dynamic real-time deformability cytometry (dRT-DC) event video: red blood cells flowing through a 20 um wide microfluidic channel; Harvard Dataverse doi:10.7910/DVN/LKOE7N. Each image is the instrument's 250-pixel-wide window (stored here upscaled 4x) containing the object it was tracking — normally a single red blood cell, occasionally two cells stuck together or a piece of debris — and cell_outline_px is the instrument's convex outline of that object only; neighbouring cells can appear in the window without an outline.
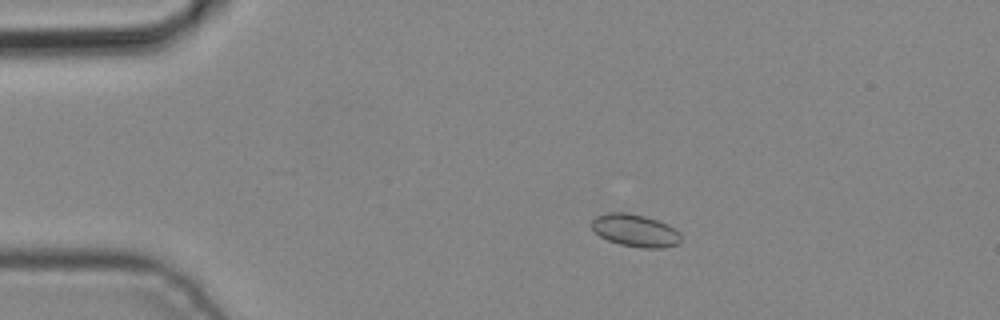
{"species": "common noctule bat (a hibernating species)", "species_latin": "Nyctalus noctula", "temperature_condition": "cold", "stored_images_in_passage": 4, "camera_frame_rate_fps": 3000, "um_per_image_px": 0.085, "animal": {"sex": "male", "body_mass_g": 19.2, "forearm_length_mm": 51.8}, "frame": {"image": 1, "passage_image": 2, "time_ms": 0.333, "image_size_px": [1000, 320], "cell_outline_px": [[680, 244], [664, 248], [640, 248], [620, 244], [608, 240], [600, 236], [592, 228], [592, 220], [596, 216], [608, 212], [628, 212], [644, 216], [668, 224], [680, 236]], "centroid_in_image_um": [53.98, 19.59], "position_along_channel_um": 31.0, "area_um2": 16.82}}
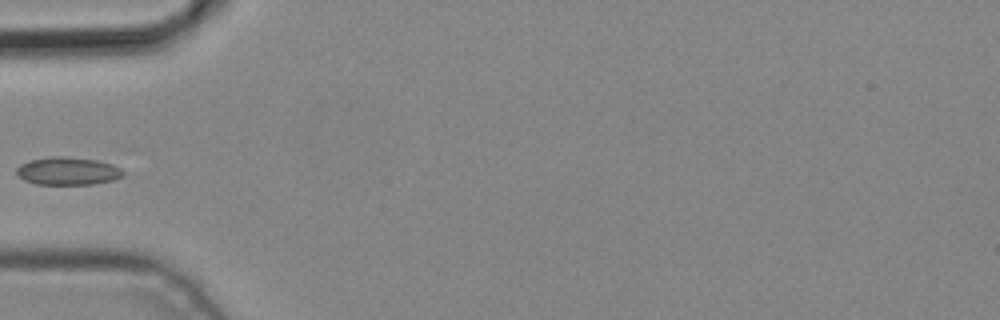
{"frame": {"image": 2, "passage_image": 4, "time_ms": 1.0, "image_size_px": [1000, 320], "cell_outline_px": [[124, 176], [112, 180], [92, 184], [36, 184], [24, 180], [16, 172], [16, 168], [20, 164], [32, 160], [52, 156], [64, 156], [96, 160], [112, 164], [120, 168], [124, 172]], "centroid_in_image_um": [5.77, 14.54], "position_along_channel_um": 79.2, "area_um2": 17.17}}